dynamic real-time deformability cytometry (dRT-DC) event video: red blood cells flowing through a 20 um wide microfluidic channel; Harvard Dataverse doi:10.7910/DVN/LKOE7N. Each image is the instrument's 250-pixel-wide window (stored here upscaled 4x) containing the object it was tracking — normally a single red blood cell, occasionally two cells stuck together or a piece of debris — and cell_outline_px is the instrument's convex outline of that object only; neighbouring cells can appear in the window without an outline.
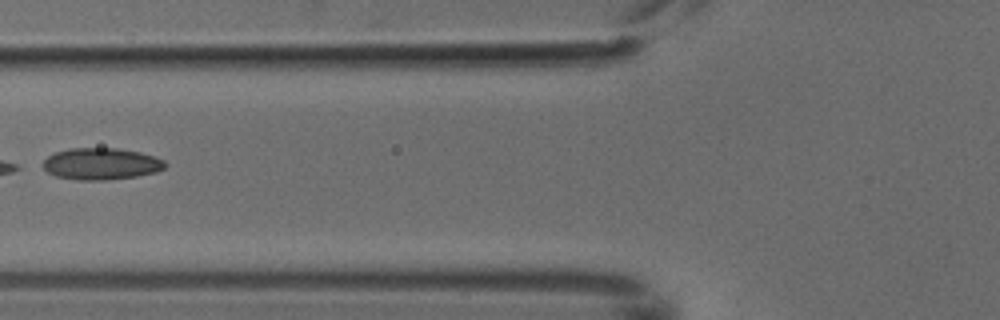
{"species": "common noctule bat (a hibernating species)", "species_latin": "Nyctalus noctula", "temperature_condition": "cold", "stored_images_in_passage": 6, "camera_frame_rate_fps": 3000, "um_per_image_px": 0.085, "animal": {"sex": "male", "body_mass_g": 18.8}, "frame": {"image": 1, "passage_image": 5, "time_ms": 1.333, "image_size_px": [1000, 320], "cell_outline_px": [[168, 164], [164, 168], [156, 172], [136, 176], [108, 180], [76, 180], [56, 176], [48, 172], [44, 168], [44, 160], [48, 156], [56, 152], [72, 148], [116, 148], [140, 152], [164, 160]], "centroid_in_image_um": [8.62, 13.93], "position_along_channel_um": 117.2, "area_um2": 22.48}}
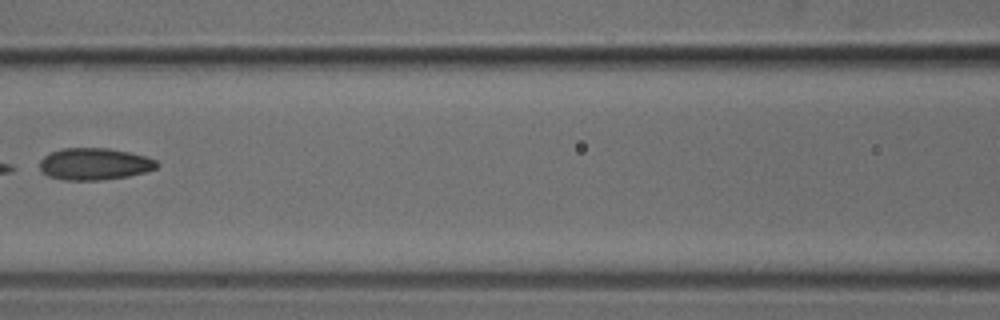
{"frame": {"image": 2, "passage_image": 6, "time_ms": 1.667, "image_size_px": [1000, 320], "cell_outline_px": [[160, 164], [156, 168], [144, 172], [128, 176], [100, 180], [64, 180], [48, 176], [40, 172], [40, 160], [44, 156], [52, 152], [64, 148], [108, 148], [128, 152], [144, 156], [156, 160]], "centroid_in_image_um": [8.01, 13.94], "position_along_channel_um": 158.6, "area_um2": 21.73}}